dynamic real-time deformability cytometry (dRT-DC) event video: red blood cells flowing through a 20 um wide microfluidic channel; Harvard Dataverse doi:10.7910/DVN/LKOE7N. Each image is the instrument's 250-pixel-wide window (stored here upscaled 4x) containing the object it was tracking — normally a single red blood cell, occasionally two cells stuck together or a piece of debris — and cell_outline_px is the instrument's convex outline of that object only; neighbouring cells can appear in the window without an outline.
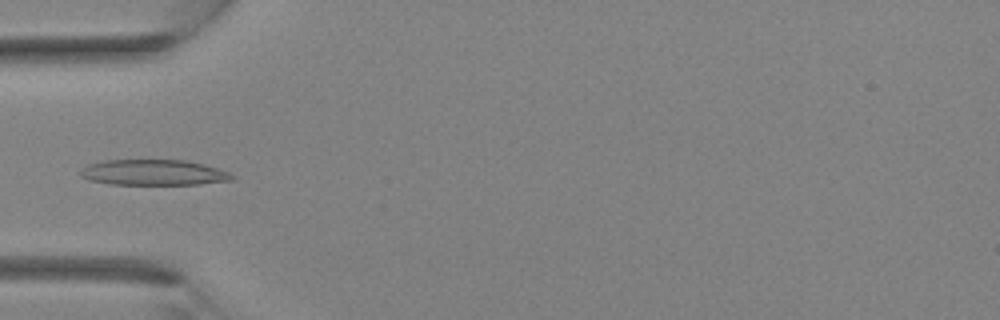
{"species": "Egyptian fruit bat (a non-hibernating species)", "species_latin": "Rousettus aegyptiacus", "temperature_condition": "room temperature", "stored_images_in_passage": 32, "camera_frame_rate_fps": 3000, "um_per_image_px": 0.085, "animal": {"sex": "female"}, "frame": {"image": 1, "passage_image": 8, "time_ms": 2.333, "image_size_px": [1000, 320], "cell_outline_px": [[236, 180], [200, 184], [108, 184], [88, 180], [80, 176], [80, 172], [88, 164], [104, 160], [188, 160], [204, 164], [228, 172], [236, 176]], "centroid_in_image_um": [13.08, 14.66], "position_along_channel_um": 71.9, "area_um2": 22.77}}
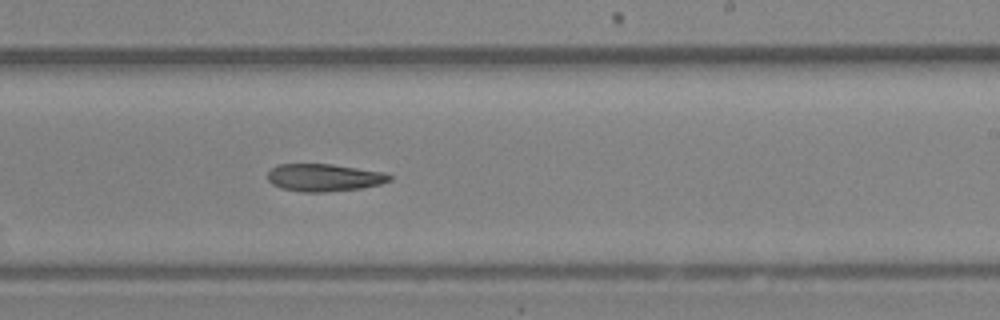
{"frame": {"image": 2, "passage_image": 18, "time_ms": 5.667, "image_size_px": [1000, 320], "cell_outline_px": [[392, 180], [380, 184], [360, 188], [324, 192], [300, 192], [280, 188], [272, 184], [268, 180], [268, 172], [272, 168], [280, 164], [332, 164], [384, 172], [392, 176]], "centroid_in_image_um": [27.54, 15.09], "position_along_channel_um": 261.5, "area_um2": 19.54}}
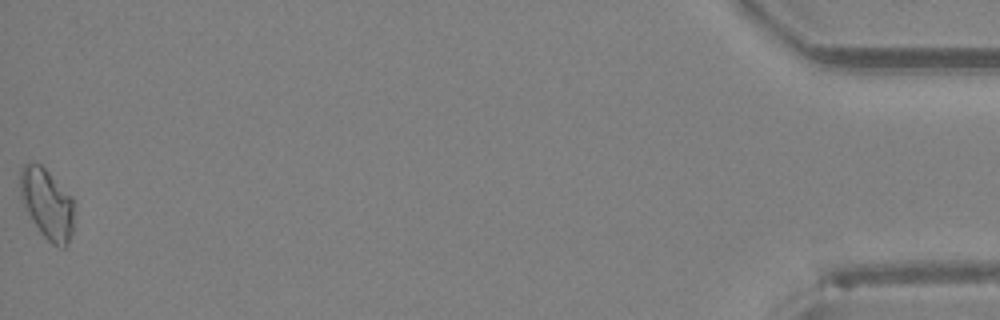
{"frame": {"image": 3, "passage_image": 32, "time_ms": 10.333, "image_size_px": [1000, 320], "cell_outline_px": [[72, 232], [68, 244], [64, 248], [60, 248], [52, 244], [40, 232], [24, 208], [20, 200], [20, 168], [24, 164], [40, 164], [72, 196]], "centroid_in_image_um": [3.97, 17.34], "position_along_channel_um": 431.2, "area_um2": 21.96}}